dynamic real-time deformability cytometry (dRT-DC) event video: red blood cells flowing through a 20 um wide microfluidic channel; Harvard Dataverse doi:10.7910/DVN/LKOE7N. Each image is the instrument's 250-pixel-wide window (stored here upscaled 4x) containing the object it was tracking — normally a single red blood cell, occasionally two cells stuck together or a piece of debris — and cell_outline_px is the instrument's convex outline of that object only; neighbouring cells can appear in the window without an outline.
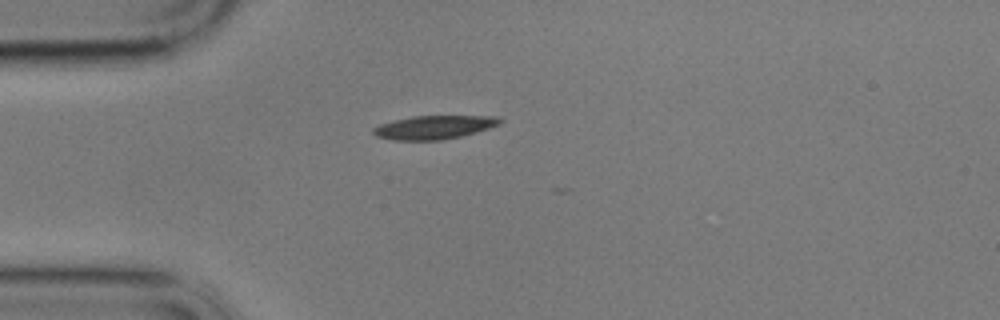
{"species": "common noctule bat (a hibernating species)", "species_latin": "Nyctalus noctula", "temperature_condition": "cold", "stored_images_in_passage": 11, "camera_frame_rate_fps": 3000, "um_per_image_px": 0.085, "animal": {"sex": "male", "body_mass_g": 17.9}, "frame": {"image": 1, "passage_image": 1, "time_ms": 0.0, "image_size_px": [1000, 320], "cell_outline_px": [[504, 120], [500, 124], [476, 132], [460, 136], [440, 140], [392, 140], [376, 136], [372, 132], [372, 128], [380, 124], [412, 116], [496, 116]], "centroid_in_image_um": [36.89, 10.82], "position_along_channel_um": 48.1, "area_um2": 17.28}}
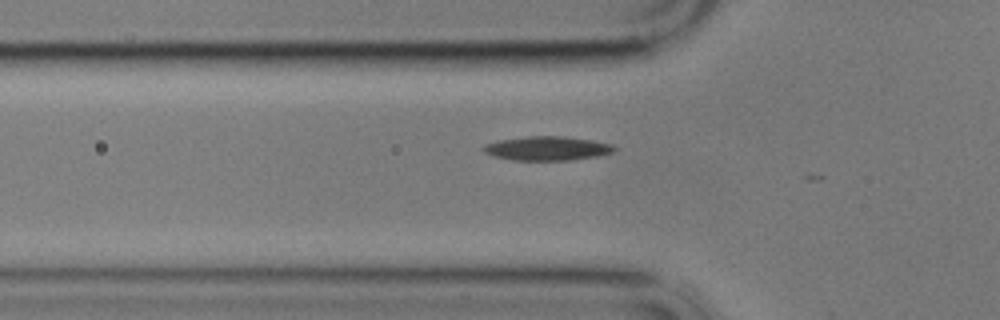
{"frame": {"image": 2, "passage_image": 5, "time_ms": 1.333, "image_size_px": [1000, 320], "cell_outline_px": [[616, 148], [612, 152], [596, 156], [572, 160], [516, 160], [492, 156], [484, 152], [484, 144], [500, 140], [528, 136], [560, 136], [592, 140], [612, 144]], "centroid_in_image_um": [46.5, 12.61], "position_along_channel_um": 79.3, "area_um2": 18.15}}
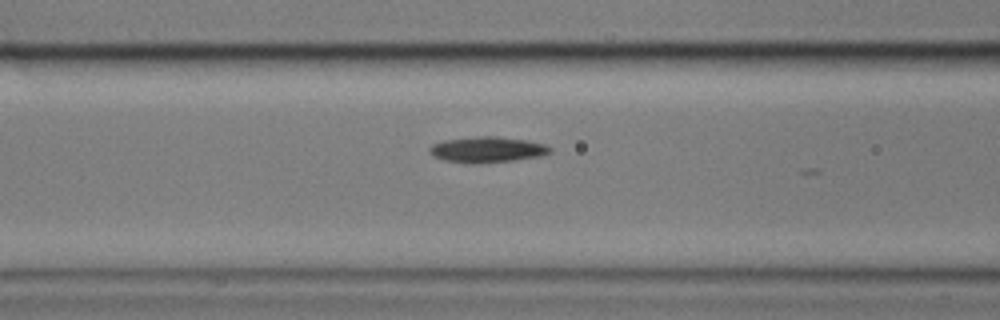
{"frame": {"image": 3, "passage_image": 9, "time_ms": 2.667, "image_size_px": [1000, 320], "cell_outline_px": [[552, 152], [540, 156], [512, 160], [480, 164], [468, 164], [444, 160], [432, 156], [428, 152], [428, 148], [432, 144], [444, 140], [476, 136], [496, 136], [524, 140], [544, 144], [552, 148]], "centroid_in_image_um": [41.35, 12.72], "position_along_channel_um": 125.2, "area_um2": 18.26}}